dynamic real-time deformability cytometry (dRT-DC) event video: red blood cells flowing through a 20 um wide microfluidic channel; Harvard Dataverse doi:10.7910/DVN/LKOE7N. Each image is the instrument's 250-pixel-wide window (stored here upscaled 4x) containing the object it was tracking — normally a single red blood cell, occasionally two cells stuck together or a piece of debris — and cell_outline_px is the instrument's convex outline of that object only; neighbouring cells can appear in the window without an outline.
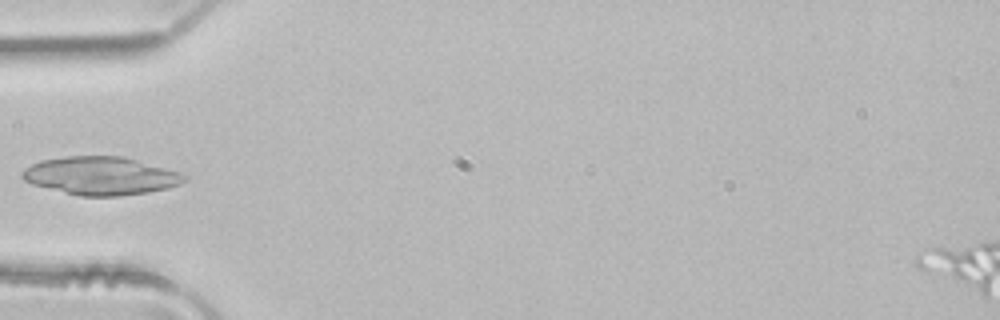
{"species": "common noctule bat (a hibernating species)", "species_latin": "Nyctalus noctula", "temperature_condition": "room temperature", "stored_images_in_passage": 3, "camera_frame_rate_fps": 3000, "um_per_image_px": 0.085, "animal": {"sex": "male", "body_mass_g": 21.5, "forearm_length_mm": 52.0}, "frame": {"image": 1, "passage_image": 3, "time_ms": 0.667, "image_size_px": [1000, 320], "cell_outline_px": [[188, 176], [180, 184], [168, 188], [148, 192], [116, 196], [80, 196], [32, 184], [24, 180], [20, 176], [20, 172], [24, 168], [40, 160], [64, 156], [124, 156], [180, 172]], "centroid_in_image_um": [8.54, 14.93], "position_along_channel_um": 76.5, "area_um2": 36.07}}